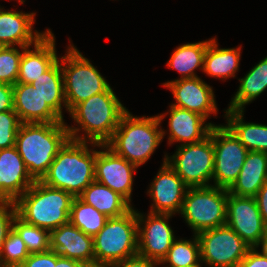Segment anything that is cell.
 <instances>
[{
  "label": "cell",
  "instance_id": "d6a6232c",
  "mask_svg": "<svg viewBox=\"0 0 267 267\" xmlns=\"http://www.w3.org/2000/svg\"><path fill=\"white\" fill-rule=\"evenodd\" d=\"M21 237L12 228L6 236L0 254V267H19L29 256Z\"/></svg>",
  "mask_w": 267,
  "mask_h": 267
},
{
  "label": "cell",
  "instance_id": "4dcf8cb0",
  "mask_svg": "<svg viewBox=\"0 0 267 267\" xmlns=\"http://www.w3.org/2000/svg\"><path fill=\"white\" fill-rule=\"evenodd\" d=\"M200 261V244L195 235L194 241L175 240L160 263H170L169 267H188L200 266Z\"/></svg>",
  "mask_w": 267,
  "mask_h": 267
},
{
  "label": "cell",
  "instance_id": "7a4b0ae2",
  "mask_svg": "<svg viewBox=\"0 0 267 267\" xmlns=\"http://www.w3.org/2000/svg\"><path fill=\"white\" fill-rule=\"evenodd\" d=\"M68 139L64 122L22 123L16 134L15 147L31 177L41 180Z\"/></svg>",
  "mask_w": 267,
  "mask_h": 267
},
{
  "label": "cell",
  "instance_id": "f1b7e54d",
  "mask_svg": "<svg viewBox=\"0 0 267 267\" xmlns=\"http://www.w3.org/2000/svg\"><path fill=\"white\" fill-rule=\"evenodd\" d=\"M209 41H203L198 43H188L180 45L173 52L167 65L170 68L176 69L181 73V78H193L197 77L194 73V69L202 66L204 63V55Z\"/></svg>",
  "mask_w": 267,
  "mask_h": 267
},
{
  "label": "cell",
  "instance_id": "9a60e30c",
  "mask_svg": "<svg viewBox=\"0 0 267 267\" xmlns=\"http://www.w3.org/2000/svg\"><path fill=\"white\" fill-rule=\"evenodd\" d=\"M151 184L148 192L154 204L150 213L174 214L181 211L188 186L169 166L166 158Z\"/></svg>",
  "mask_w": 267,
  "mask_h": 267
},
{
  "label": "cell",
  "instance_id": "4fadbf2b",
  "mask_svg": "<svg viewBox=\"0 0 267 267\" xmlns=\"http://www.w3.org/2000/svg\"><path fill=\"white\" fill-rule=\"evenodd\" d=\"M173 214L149 213L147 220L137 213L138 254L160 264L176 240L166 220ZM142 222H146L141 229ZM140 240V241H139Z\"/></svg>",
  "mask_w": 267,
  "mask_h": 267
},
{
  "label": "cell",
  "instance_id": "ab89813d",
  "mask_svg": "<svg viewBox=\"0 0 267 267\" xmlns=\"http://www.w3.org/2000/svg\"><path fill=\"white\" fill-rule=\"evenodd\" d=\"M14 110L13 86L0 83V112Z\"/></svg>",
  "mask_w": 267,
  "mask_h": 267
},
{
  "label": "cell",
  "instance_id": "ba28073f",
  "mask_svg": "<svg viewBox=\"0 0 267 267\" xmlns=\"http://www.w3.org/2000/svg\"><path fill=\"white\" fill-rule=\"evenodd\" d=\"M62 57L66 109L70 112L76 105L93 95L106 92L110 86L97 69L73 46Z\"/></svg>",
  "mask_w": 267,
  "mask_h": 267
},
{
  "label": "cell",
  "instance_id": "277c9868",
  "mask_svg": "<svg viewBox=\"0 0 267 267\" xmlns=\"http://www.w3.org/2000/svg\"><path fill=\"white\" fill-rule=\"evenodd\" d=\"M163 116L139 118L133 117L127 110L105 145L138 167L149 159L162 141L165 132L158 126Z\"/></svg>",
  "mask_w": 267,
  "mask_h": 267
},
{
  "label": "cell",
  "instance_id": "ffe728a7",
  "mask_svg": "<svg viewBox=\"0 0 267 267\" xmlns=\"http://www.w3.org/2000/svg\"><path fill=\"white\" fill-rule=\"evenodd\" d=\"M28 48L23 50L17 83L31 84L58 60L55 39L50 30L34 44V50Z\"/></svg>",
  "mask_w": 267,
  "mask_h": 267
},
{
  "label": "cell",
  "instance_id": "74e56055",
  "mask_svg": "<svg viewBox=\"0 0 267 267\" xmlns=\"http://www.w3.org/2000/svg\"><path fill=\"white\" fill-rule=\"evenodd\" d=\"M238 267H267V257L258 252L256 247L250 248Z\"/></svg>",
  "mask_w": 267,
  "mask_h": 267
},
{
  "label": "cell",
  "instance_id": "f35d334b",
  "mask_svg": "<svg viewBox=\"0 0 267 267\" xmlns=\"http://www.w3.org/2000/svg\"><path fill=\"white\" fill-rule=\"evenodd\" d=\"M159 265L158 262L147 259L139 254H136L132 257L121 260L120 262L115 263L112 267H154Z\"/></svg>",
  "mask_w": 267,
  "mask_h": 267
},
{
  "label": "cell",
  "instance_id": "cb8c5ba5",
  "mask_svg": "<svg viewBox=\"0 0 267 267\" xmlns=\"http://www.w3.org/2000/svg\"><path fill=\"white\" fill-rule=\"evenodd\" d=\"M78 198L108 218L123 216L132 209L123 196L97 181L87 186Z\"/></svg>",
  "mask_w": 267,
  "mask_h": 267
},
{
  "label": "cell",
  "instance_id": "6da1fadb",
  "mask_svg": "<svg viewBox=\"0 0 267 267\" xmlns=\"http://www.w3.org/2000/svg\"><path fill=\"white\" fill-rule=\"evenodd\" d=\"M67 128L69 139L59 149L40 181L49 187L64 190L73 197H78L95 181L96 151H89L86 137L77 134L79 128Z\"/></svg>",
  "mask_w": 267,
  "mask_h": 267
},
{
  "label": "cell",
  "instance_id": "83f0119b",
  "mask_svg": "<svg viewBox=\"0 0 267 267\" xmlns=\"http://www.w3.org/2000/svg\"><path fill=\"white\" fill-rule=\"evenodd\" d=\"M240 80V86L228 109L242 110L267 88V57Z\"/></svg>",
  "mask_w": 267,
  "mask_h": 267
},
{
  "label": "cell",
  "instance_id": "8992f818",
  "mask_svg": "<svg viewBox=\"0 0 267 267\" xmlns=\"http://www.w3.org/2000/svg\"><path fill=\"white\" fill-rule=\"evenodd\" d=\"M94 267H112L115 263L138 254L137 211L109 218L93 237Z\"/></svg>",
  "mask_w": 267,
  "mask_h": 267
},
{
  "label": "cell",
  "instance_id": "3957f363",
  "mask_svg": "<svg viewBox=\"0 0 267 267\" xmlns=\"http://www.w3.org/2000/svg\"><path fill=\"white\" fill-rule=\"evenodd\" d=\"M73 196L40 180L28 188L14 203L17 216L25 223L48 230L69 223Z\"/></svg>",
  "mask_w": 267,
  "mask_h": 267
},
{
  "label": "cell",
  "instance_id": "30bf717a",
  "mask_svg": "<svg viewBox=\"0 0 267 267\" xmlns=\"http://www.w3.org/2000/svg\"><path fill=\"white\" fill-rule=\"evenodd\" d=\"M200 260L210 267H238L250 247L228 225L205 230L196 235Z\"/></svg>",
  "mask_w": 267,
  "mask_h": 267
},
{
  "label": "cell",
  "instance_id": "2e32d148",
  "mask_svg": "<svg viewBox=\"0 0 267 267\" xmlns=\"http://www.w3.org/2000/svg\"><path fill=\"white\" fill-rule=\"evenodd\" d=\"M170 88L176 104L172 106L196 112L201 116L209 117V113L216 114V102L212 88L199 77L180 78L178 80L164 83Z\"/></svg>",
  "mask_w": 267,
  "mask_h": 267
},
{
  "label": "cell",
  "instance_id": "d6986e66",
  "mask_svg": "<svg viewBox=\"0 0 267 267\" xmlns=\"http://www.w3.org/2000/svg\"><path fill=\"white\" fill-rule=\"evenodd\" d=\"M13 106L21 123L64 122L48 106L32 84L13 85Z\"/></svg>",
  "mask_w": 267,
  "mask_h": 267
},
{
  "label": "cell",
  "instance_id": "5b68a950",
  "mask_svg": "<svg viewBox=\"0 0 267 267\" xmlns=\"http://www.w3.org/2000/svg\"><path fill=\"white\" fill-rule=\"evenodd\" d=\"M126 111L110 87L76 105L70 114L86 132L88 140L94 146L102 147L111 139Z\"/></svg>",
  "mask_w": 267,
  "mask_h": 267
},
{
  "label": "cell",
  "instance_id": "8d00e7d4",
  "mask_svg": "<svg viewBox=\"0 0 267 267\" xmlns=\"http://www.w3.org/2000/svg\"><path fill=\"white\" fill-rule=\"evenodd\" d=\"M57 256L51 251L30 253L28 258L19 267H53Z\"/></svg>",
  "mask_w": 267,
  "mask_h": 267
},
{
  "label": "cell",
  "instance_id": "f546056e",
  "mask_svg": "<svg viewBox=\"0 0 267 267\" xmlns=\"http://www.w3.org/2000/svg\"><path fill=\"white\" fill-rule=\"evenodd\" d=\"M109 218L94 207L74 197L71 203L69 222L86 235L94 237Z\"/></svg>",
  "mask_w": 267,
  "mask_h": 267
},
{
  "label": "cell",
  "instance_id": "ac0fdd59",
  "mask_svg": "<svg viewBox=\"0 0 267 267\" xmlns=\"http://www.w3.org/2000/svg\"><path fill=\"white\" fill-rule=\"evenodd\" d=\"M34 182L15 146L0 149L1 201L15 202Z\"/></svg>",
  "mask_w": 267,
  "mask_h": 267
},
{
  "label": "cell",
  "instance_id": "7402d4cb",
  "mask_svg": "<svg viewBox=\"0 0 267 267\" xmlns=\"http://www.w3.org/2000/svg\"><path fill=\"white\" fill-rule=\"evenodd\" d=\"M205 117L200 114L183 109L180 107L170 106L169 144L174 141L185 142L184 144L196 143L206 138L214 124L205 123Z\"/></svg>",
  "mask_w": 267,
  "mask_h": 267
},
{
  "label": "cell",
  "instance_id": "9c48e42d",
  "mask_svg": "<svg viewBox=\"0 0 267 267\" xmlns=\"http://www.w3.org/2000/svg\"><path fill=\"white\" fill-rule=\"evenodd\" d=\"M166 162L188 187L211 186L207 183L213 178L214 171L212 128L203 140L181 144L175 155L166 156Z\"/></svg>",
  "mask_w": 267,
  "mask_h": 267
},
{
  "label": "cell",
  "instance_id": "60d3db41",
  "mask_svg": "<svg viewBox=\"0 0 267 267\" xmlns=\"http://www.w3.org/2000/svg\"><path fill=\"white\" fill-rule=\"evenodd\" d=\"M255 199L264 224L267 226V182L260 188Z\"/></svg>",
  "mask_w": 267,
  "mask_h": 267
},
{
  "label": "cell",
  "instance_id": "d590c367",
  "mask_svg": "<svg viewBox=\"0 0 267 267\" xmlns=\"http://www.w3.org/2000/svg\"><path fill=\"white\" fill-rule=\"evenodd\" d=\"M7 208H12L7 212ZM17 215L16 205L12 201L0 202V254L7 234L12 229L13 219Z\"/></svg>",
  "mask_w": 267,
  "mask_h": 267
},
{
  "label": "cell",
  "instance_id": "52a82bcc",
  "mask_svg": "<svg viewBox=\"0 0 267 267\" xmlns=\"http://www.w3.org/2000/svg\"><path fill=\"white\" fill-rule=\"evenodd\" d=\"M228 189L188 187L180 213L195 235L226 225Z\"/></svg>",
  "mask_w": 267,
  "mask_h": 267
},
{
  "label": "cell",
  "instance_id": "e0dca14e",
  "mask_svg": "<svg viewBox=\"0 0 267 267\" xmlns=\"http://www.w3.org/2000/svg\"><path fill=\"white\" fill-rule=\"evenodd\" d=\"M50 250L58 257L80 261L94 267L93 237L70 222L50 231Z\"/></svg>",
  "mask_w": 267,
  "mask_h": 267
},
{
  "label": "cell",
  "instance_id": "5bb4252c",
  "mask_svg": "<svg viewBox=\"0 0 267 267\" xmlns=\"http://www.w3.org/2000/svg\"><path fill=\"white\" fill-rule=\"evenodd\" d=\"M102 147L107 150L96 151L95 181L119 193L130 203L133 173L137 166L115 154L106 145Z\"/></svg>",
  "mask_w": 267,
  "mask_h": 267
},
{
  "label": "cell",
  "instance_id": "d4e9b609",
  "mask_svg": "<svg viewBox=\"0 0 267 267\" xmlns=\"http://www.w3.org/2000/svg\"><path fill=\"white\" fill-rule=\"evenodd\" d=\"M242 110H226L227 127L248 151L267 153V125L244 123Z\"/></svg>",
  "mask_w": 267,
  "mask_h": 267
},
{
  "label": "cell",
  "instance_id": "b9f144b4",
  "mask_svg": "<svg viewBox=\"0 0 267 267\" xmlns=\"http://www.w3.org/2000/svg\"><path fill=\"white\" fill-rule=\"evenodd\" d=\"M53 267H88V266L77 260L57 256L56 265H53Z\"/></svg>",
  "mask_w": 267,
  "mask_h": 267
},
{
  "label": "cell",
  "instance_id": "603a6c76",
  "mask_svg": "<svg viewBox=\"0 0 267 267\" xmlns=\"http://www.w3.org/2000/svg\"><path fill=\"white\" fill-rule=\"evenodd\" d=\"M267 182V153L248 151L239 176L228 193L237 196L255 197Z\"/></svg>",
  "mask_w": 267,
  "mask_h": 267
},
{
  "label": "cell",
  "instance_id": "836d02e7",
  "mask_svg": "<svg viewBox=\"0 0 267 267\" xmlns=\"http://www.w3.org/2000/svg\"><path fill=\"white\" fill-rule=\"evenodd\" d=\"M14 46L0 47V83L15 85L19 75L20 60L23 54Z\"/></svg>",
  "mask_w": 267,
  "mask_h": 267
},
{
  "label": "cell",
  "instance_id": "44dd1931",
  "mask_svg": "<svg viewBox=\"0 0 267 267\" xmlns=\"http://www.w3.org/2000/svg\"><path fill=\"white\" fill-rule=\"evenodd\" d=\"M35 13L24 14L15 11H2L0 8V47L16 46L30 47L36 44L46 33L33 34L32 25Z\"/></svg>",
  "mask_w": 267,
  "mask_h": 267
},
{
  "label": "cell",
  "instance_id": "e575fe53",
  "mask_svg": "<svg viewBox=\"0 0 267 267\" xmlns=\"http://www.w3.org/2000/svg\"><path fill=\"white\" fill-rule=\"evenodd\" d=\"M21 124L14 110L0 112V149L15 146L16 134Z\"/></svg>",
  "mask_w": 267,
  "mask_h": 267
},
{
  "label": "cell",
  "instance_id": "4316f807",
  "mask_svg": "<svg viewBox=\"0 0 267 267\" xmlns=\"http://www.w3.org/2000/svg\"><path fill=\"white\" fill-rule=\"evenodd\" d=\"M216 39H211L204 55L203 70L213 77L227 79L235 76L239 67L240 48L218 49Z\"/></svg>",
  "mask_w": 267,
  "mask_h": 267
},
{
  "label": "cell",
  "instance_id": "7bdbcfd3",
  "mask_svg": "<svg viewBox=\"0 0 267 267\" xmlns=\"http://www.w3.org/2000/svg\"><path fill=\"white\" fill-rule=\"evenodd\" d=\"M260 245L262 246V252L261 253H263L267 257V231L265 233V236L262 238Z\"/></svg>",
  "mask_w": 267,
  "mask_h": 267
},
{
  "label": "cell",
  "instance_id": "484cf974",
  "mask_svg": "<svg viewBox=\"0 0 267 267\" xmlns=\"http://www.w3.org/2000/svg\"><path fill=\"white\" fill-rule=\"evenodd\" d=\"M33 88L46 101L48 106L61 118L62 103L66 107V100L64 94V78L61 69V64L57 60L46 72H43L32 83Z\"/></svg>",
  "mask_w": 267,
  "mask_h": 267
},
{
  "label": "cell",
  "instance_id": "7c38bea8",
  "mask_svg": "<svg viewBox=\"0 0 267 267\" xmlns=\"http://www.w3.org/2000/svg\"><path fill=\"white\" fill-rule=\"evenodd\" d=\"M226 225L234 230L250 248H257L267 226L262 220L255 197L228 193Z\"/></svg>",
  "mask_w": 267,
  "mask_h": 267
},
{
  "label": "cell",
  "instance_id": "8fae6325",
  "mask_svg": "<svg viewBox=\"0 0 267 267\" xmlns=\"http://www.w3.org/2000/svg\"><path fill=\"white\" fill-rule=\"evenodd\" d=\"M213 179L216 187L229 189L236 181L248 150L227 126L212 127Z\"/></svg>",
  "mask_w": 267,
  "mask_h": 267
},
{
  "label": "cell",
  "instance_id": "1f68e13d",
  "mask_svg": "<svg viewBox=\"0 0 267 267\" xmlns=\"http://www.w3.org/2000/svg\"><path fill=\"white\" fill-rule=\"evenodd\" d=\"M12 228L21 237L29 253L50 250V232L48 230L27 224L17 215L13 219Z\"/></svg>",
  "mask_w": 267,
  "mask_h": 267
}]
</instances>
